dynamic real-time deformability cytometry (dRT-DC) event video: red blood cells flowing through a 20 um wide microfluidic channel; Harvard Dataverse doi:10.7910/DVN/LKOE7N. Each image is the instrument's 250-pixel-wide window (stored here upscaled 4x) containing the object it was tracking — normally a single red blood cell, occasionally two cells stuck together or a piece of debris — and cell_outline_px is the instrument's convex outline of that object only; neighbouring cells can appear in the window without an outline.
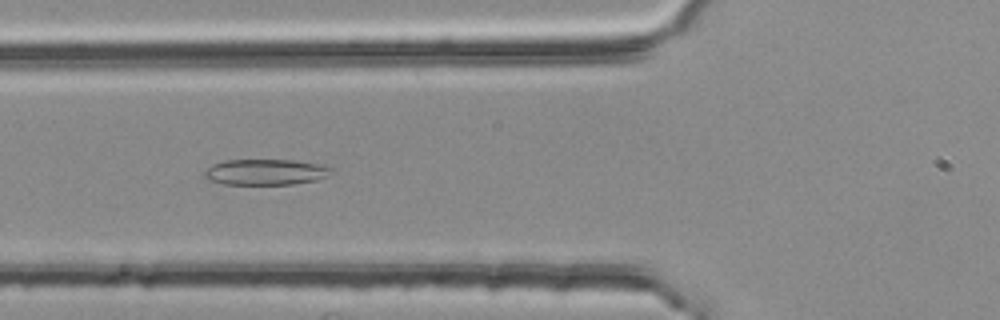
{"species": "common noctule bat (a hibernating species)", "species_latin": "Nyctalus noctula", "temperature_condition": "room temperature", "stored_images_in_passage": 49, "camera_frame_rate_fps": 3000, "um_per_image_px": 0.085, "animal": {"sex": "female", "body_mass_g": 25.1}, "frame": {"image": 1, "passage_image": 19, "time_ms": 6.0, "image_size_px": [1000, 320], "cell_outline_px": [[336, 172], [316, 180], [292, 184], [224, 184], [208, 180], [204, 176], [204, 172], [212, 164], [224, 160], [292, 160], [316, 164], [332, 168]], "centroid_in_image_um": [22.56, 14.62], "position_along_channel_um": 103.2, "area_um2": 19.02}}
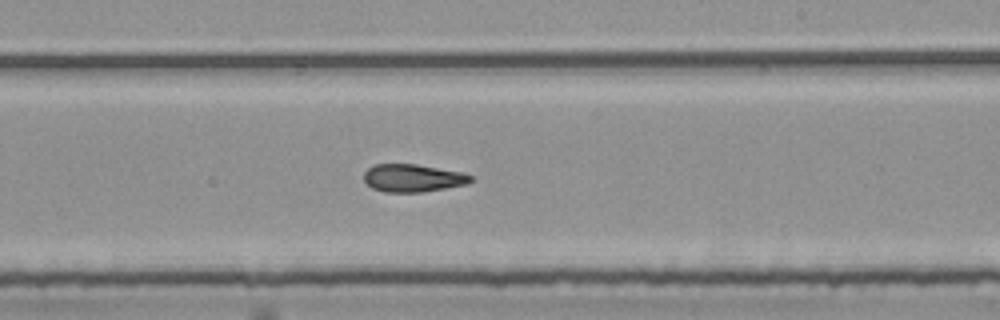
{"frame": {"image": 2, "passage_image": 31, "time_ms": 10.0, "image_size_px": [1000, 320], "cell_outline_px": [[472, 180], [468, 184], [420, 192], [384, 192], [372, 188], [364, 180], [364, 172], [368, 168], [376, 164], [416, 164], [464, 172], [472, 176]], "centroid_in_image_um": [35.1, 15.13], "position_along_channel_um": 253.9, "area_um2": 17.28}}
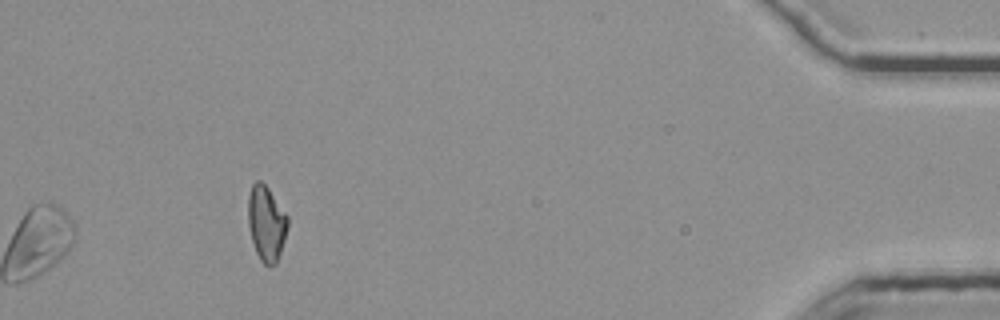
{"frame": {"image": 3, "passage_image": 49, "time_ms": 16.0, "image_size_px": [1000, 320], "cell_outline_px": [[288, 228], [276, 264], [272, 268], [268, 268], [260, 260], [256, 252], [252, 240], [248, 224], [248, 196], [252, 184], [256, 180], [260, 180], [268, 188], [288, 216]], "centroid_in_image_um": [22.64, 19.0], "position_along_channel_um": 412.6, "area_um2": 17.46}, "authors_computed_cell_mechanics": {"area_um2": 18.496, "velocity_mm_per_s": 3.7621, "shape_relaxation_time_tau1_ms": null, "shape_relaxation_time_tau2_ms": 2.8339, "deformation_change_tau1": null, "deformation_change_tau2": 0.1112}}